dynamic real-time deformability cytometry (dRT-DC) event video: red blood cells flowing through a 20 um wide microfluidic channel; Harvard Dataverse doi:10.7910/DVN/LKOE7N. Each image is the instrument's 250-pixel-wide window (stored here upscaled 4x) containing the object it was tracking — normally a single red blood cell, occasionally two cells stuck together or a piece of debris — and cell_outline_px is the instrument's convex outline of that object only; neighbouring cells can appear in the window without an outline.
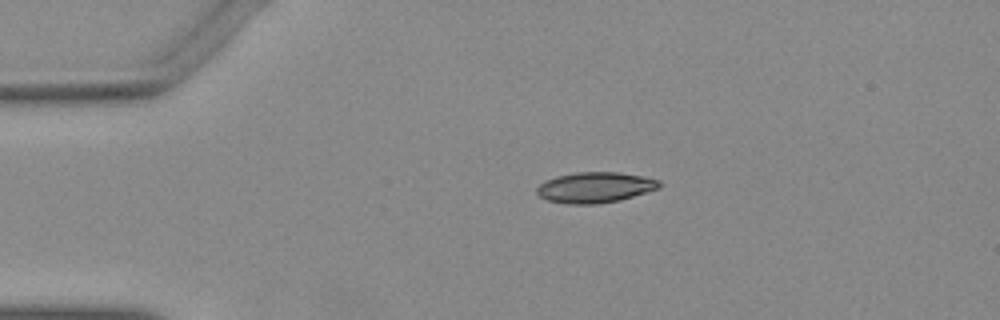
{"species": "Egyptian fruit bat (a non-hibernating species)", "species_latin": "Rousettus aegyptiacus", "temperature_condition": "warm", "stored_images_in_passage": 42, "camera_frame_rate_fps": 3000, "um_per_image_px": 0.085, "animal": {"sex": "female"}, "frame": {"image": 1, "passage_image": 1, "time_ms": 0.0, "image_size_px": [1000, 320], "cell_outline_px": [[664, 184], [660, 188], [620, 200], [596, 204], [568, 204], [548, 200], [540, 196], [536, 192], [536, 188], [544, 180], [556, 176], [576, 172], [616, 172], [640, 176], [660, 180]], "centroid_in_image_um": [50.58, 15.93], "position_along_channel_um": 34.4, "area_um2": 21.91}}
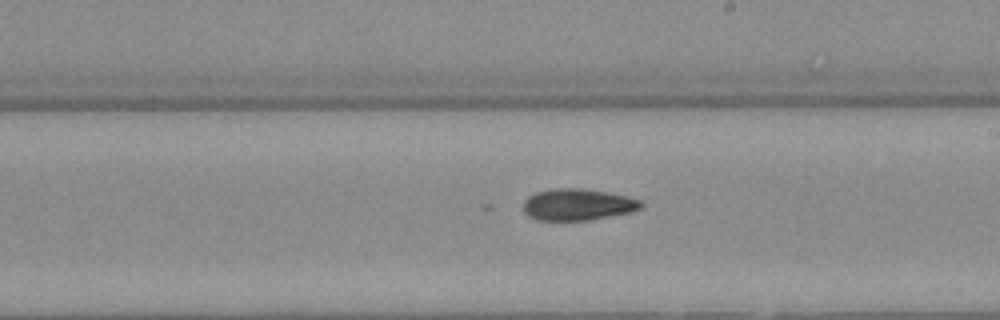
{"frame": {"image": 2, "passage_image": 20, "time_ms": 6.333, "image_size_px": [1000, 320], "cell_outline_px": [[644, 204], [640, 208], [628, 212], [588, 220], [536, 220], [528, 216], [524, 212], [524, 200], [528, 196], [536, 192], [556, 188], [580, 188], [604, 192], [624, 196], [640, 200]], "centroid_in_image_um": [49.04, 17.39], "position_along_channel_um": 240.0, "area_um2": 21.33}}
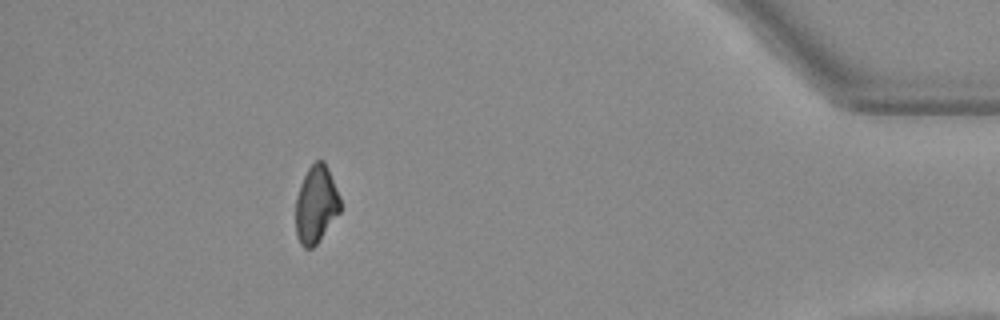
{"frame": {"image": 3, "passage_image": 37, "time_ms": 12.0, "image_size_px": [1000, 320], "cell_outline_px": [[340, 212], [316, 244], [312, 248], [304, 248], [300, 244], [296, 236], [296, 196], [300, 184], [308, 168], [316, 160], [324, 160], [328, 168], [340, 196]], "centroid_in_image_um": [26.86, 17.37], "position_along_channel_um": 408.3, "area_um2": 20.11}}